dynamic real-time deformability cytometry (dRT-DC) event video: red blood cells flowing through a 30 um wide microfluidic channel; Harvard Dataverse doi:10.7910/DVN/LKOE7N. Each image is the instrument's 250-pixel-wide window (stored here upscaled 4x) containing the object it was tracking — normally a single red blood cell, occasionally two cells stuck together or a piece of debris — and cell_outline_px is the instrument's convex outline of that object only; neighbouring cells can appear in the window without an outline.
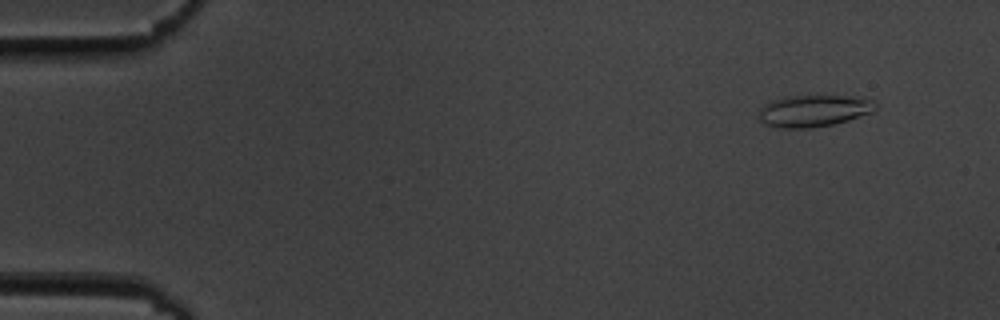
{"species": "common noctule bat (a hibernating species)", "species_latin": "Nyctalus noctula", "temperature_condition": "cold", "stored_images_in_passage": 56, "camera_frame_rate_fps": 3000, "um_per_image_px": 0.085, "animal": {"sex": "male", "body_mass_g": 19.5, "forearm_length_mm": 54.6}, "frame": {"image": 1, "passage_image": 5, "time_ms": 1.333, "image_size_px": [1000, 320], "cell_outline_px": [[876, 108], [872, 112], [832, 124], [812, 128], [780, 128], [764, 124], [760, 120], [760, 108], [768, 100], [784, 96], [816, 92], [820, 92], [848, 96], [868, 100], [876, 104]], "centroid_in_image_um": [69.08, 9.36], "position_along_channel_um": 15.9, "area_um2": 22.37}}
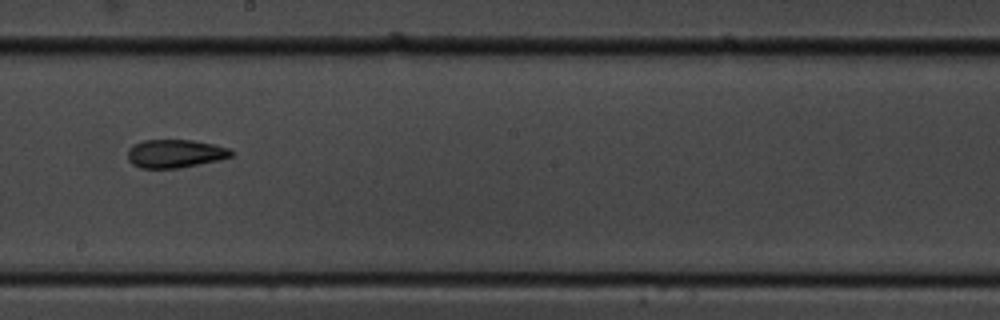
{"frame": {"image": 2, "passage_image": 32, "time_ms": 10.333, "image_size_px": [1000, 320], "cell_outline_px": [[236, 152], [232, 156], [220, 160], [180, 168], [140, 168], [132, 164], [128, 160], [128, 148], [132, 144], [144, 140], [192, 140], [212, 144], [228, 148]], "centroid_in_image_um": [14.88, 13.06], "position_along_channel_um": 233.3, "area_um2": 17.22}}
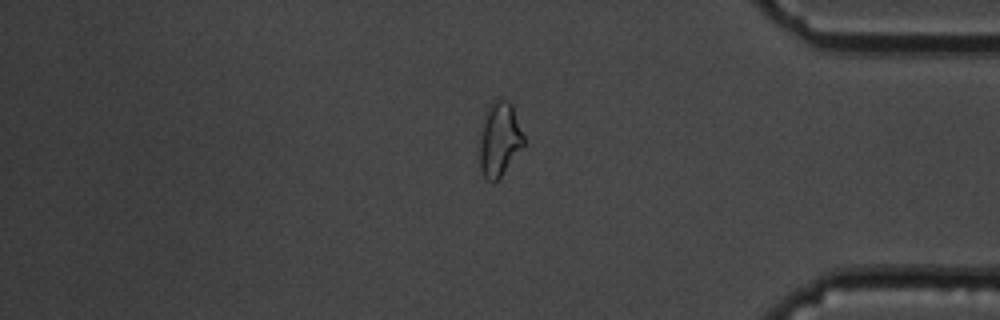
{"frame": {"image": 3, "passage_image": 47, "time_ms": 15.333, "image_size_px": [1000, 320], "cell_outline_px": [[524, 144], [500, 176], [492, 184], [484, 176], [480, 168], [480, 140], [488, 104], [496, 96], [508, 100], [512, 104], [524, 136]], "centroid_in_image_um": [42.45, 11.78], "position_along_channel_um": 392.7, "area_um2": 18.84}, "authors_computed_cell_mechanics": {"area_um2": 18.8139, "velocity_mm_per_s": 3.6237, "shape_relaxation_time_tau1_ms": 7.808, "shape_relaxation_time_tau2_ms": 3.1732, "deformation_change_tau1": 0.1876, "deformation_change_tau2": 0.0968}}